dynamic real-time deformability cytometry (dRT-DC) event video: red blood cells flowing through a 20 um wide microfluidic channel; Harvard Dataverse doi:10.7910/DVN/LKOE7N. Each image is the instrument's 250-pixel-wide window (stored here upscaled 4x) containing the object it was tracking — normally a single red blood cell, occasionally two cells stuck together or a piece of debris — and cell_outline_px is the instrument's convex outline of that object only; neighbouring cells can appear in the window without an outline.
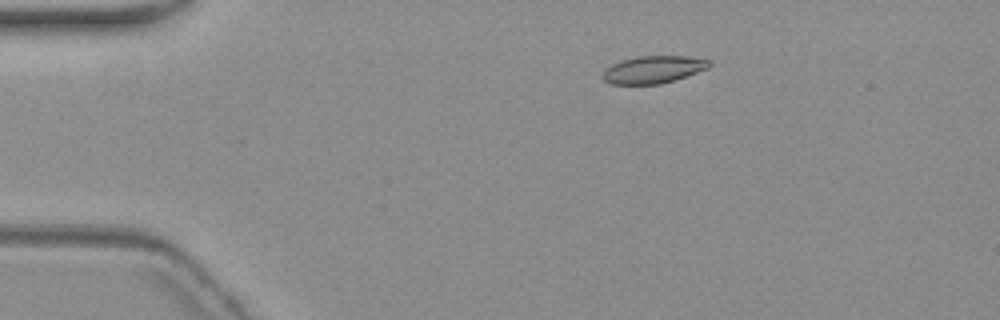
{"species": "common noctule bat (a hibernating species)", "species_latin": "Nyctalus noctula", "temperature_condition": "warm", "stored_images_in_passage": 6, "segment_of_instrument_passage": [1, 2], "camera_frame_rate_fps": 3000, "um_per_image_px": 0.085, "animal": {"sex": "female", "body_mass_g": 19.3, "forearm_length_mm": 54.1}, "frame": {"image": 1, "passage_image": 3, "time_ms": 2.333, "image_size_px": [1000, 320], "cell_outline_px": [[712, 64], [708, 68], [676, 80], [660, 84], [612, 84], [604, 80], [604, 68], [620, 60], [636, 56], [684, 56], [712, 60]], "centroid_in_image_um": [55.55, 5.9], "position_along_channel_um": 29.5, "area_um2": 17.11}}